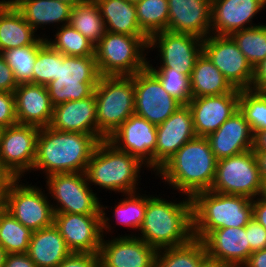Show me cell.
Here are the masks:
<instances>
[{"label":"cell","instance_id":"obj_1","mask_svg":"<svg viewBox=\"0 0 266 267\" xmlns=\"http://www.w3.org/2000/svg\"><path fill=\"white\" fill-rule=\"evenodd\" d=\"M100 141L98 135L63 132L50 126L40 128L32 171L41 170L45 177L56 173L85 172Z\"/></svg>","mask_w":266,"mask_h":267},{"label":"cell","instance_id":"obj_2","mask_svg":"<svg viewBox=\"0 0 266 267\" xmlns=\"http://www.w3.org/2000/svg\"><path fill=\"white\" fill-rule=\"evenodd\" d=\"M160 194L148 197L144 221L137 236L157 251L186 244L194 238L193 205L190 197L186 196L178 203L167 200Z\"/></svg>","mask_w":266,"mask_h":267},{"label":"cell","instance_id":"obj_3","mask_svg":"<svg viewBox=\"0 0 266 267\" xmlns=\"http://www.w3.org/2000/svg\"><path fill=\"white\" fill-rule=\"evenodd\" d=\"M217 159L206 137L186 142L155 173L170 188L192 198L196 193L209 191L216 175Z\"/></svg>","mask_w":266,"mask_h":267},{"label":"cell","instance_id":"obj_4","mask_svg":"<svg viewBox=\"0 0 266 267\" xmlns=\"http://www.w3.org/2000/svg\"><path fill=\"white\" fill-rule=\"evenodd\" d=\"M144 167L147 169L138 158L118 150L108 140H102L95 148L85 174L90 186H99L111 193H134L138 189L141 191L138 183L141 184L140 170Z\"/></svg>","mask_w":266,"mask_h":267},{"label":"cell","instance_id":"obj_5","mask_svg":"<svg viewBox=\"0 0 266 267\" xmlns=\"http://www.w3.org/2000/svg\"><path fill=\"white\" fill-rule=\"evenodd\" d=\"M194 238L204 240L213 230L245 227L253 218L252 199L242 195L202 191L192 198Z\"/></svg>","mask_w":266,"mask_h":267},{"label":"cell","instance_id":"obj_6","mask_svg":"<svg viewBox=\"0 0 266 267\" xmlns=\"http://www.w3.org/2000/svg\"><path fill=\"white\" fill-rule=\"evenodd\" d=\"M97 135L107 140L134 114L135 86L131 76H100L94 89Z\"/></svg>","mask_w":266,"mask_h":267},{"label":"cell","instance_id":"obj_7","mask_svg":"<svg viewBox=\"0 0 266 267\" xmlns=\"http://www.w3.org/2000/svg\"><path fill=\"white\" fill-rule=\"evenodd\" d=\"M148 43V36H129L107 31L95 46L100 76H132L144 70L148 62Z\"/></svg>","mask_w":266,"mask_h":267},{"label":"cell","instance_id":"obj_8","mask_svg":"<svg viewBox=\"0 0 266 267\" xmlns=\"http://www.w3.org/2000/svg\"><path fill=\"white\" fill-rule=\"evenodd\" d=\"M99 78L95 56L63 54L57 79L46 86L53 106L91 96Z\"/></svg>","mask_w":266,"mask_h":267},{"label":"cell","instance_id":"obj_9","mask_svg":"<svg viewBox=\"0 0 266 267\" xmlns=\"http://www.w3.org/2000/svg\"><path fill=\"white\" fill-rule=\"evenodd\" d=\"M28 183H22L21 178H15L0 205L34 232L54 224V210L48 193L42 187Z\"/></svg>","mask_w":266,"mask_h":267},{"label":"cell","instance_id":"obj_10","mask_svg":"<svg viewBox=\"0 0 266 267\" xmlns=\"http://www.w3.org/2000/svg\"><path fill=\"white\" fill-rule=\"evenodd\" d=\"M45 179L54 213L102 214V198L93 192L85 172L56 173Z\"/></svg>","mask_w":266,"mask_h":267},{"label":"cell","instance_id":"obj_11","mask_svg":"<svg viewBox=\"0 0 266 267\" xmlns=\"http://www.w3.org/2000/svg\"><path fill=\"white\" fill-rule=\"evenodd\" d=\"M106 209L108 206L101 205L102 214L54 213V225L71 252L99 254L103 237L115 228Z\"/></svg>","mask_w":266,"mask_h":267},{"label":"cell","instance_id":"obj_12","mask_svg":"<svg viewBox=\"0 0 266 267\" xmlns=\"http://www.w3.org/2000/svg\"><path fill=\"white\" fill-rule=\"evenodd\" d=\"M262 179L253 149L217 160L210 191L255 199L262 192Z\"/></svg>","mask_w":266,"mask_h":267},{"label":"cell","instance_id":"obj_13","mask_svg":"<svg viewBox=\"0 0 266 267\" xmlns=\"http://www.w3.org/2000/svg\"><path fill=\"white\" fill-rule=\"evenodd\" d=\"M203 53L236 89H251L254 68L231 36L210 34L203 39Z\"/></svg>","mask_w":266,"mask_h":267},{"label":"cell","instance_id":"obj_14","mask_svg":"<svg viewBox=\"0 0 266 267\" xmlns=\"http://www.w3.org/2000/svg\"><path fill=\"white\" fill-rule=\"evenodd\" d=\"M154 48H158L160 60V66L156 65V68L175 69L176 72L190 77L196 59L203 52V39L166 30L149 38L148 51H153Z\"/></svg>","mask_w":266,"mask_h":267},{"label":"cell","instance_id":"obj_15","mask_svg":"<svg viewBox=\"0 0 266 267\" xmlns=\"http://www.w3.org/2000/svg\"><path fill=\"white\" fill-rule=\"evenodd\" d=\"M39 130L38 127L18 123L3 129L0 162L15 178H22L33 169Z\"/></svg>","mask_w":266,"mask_h":267},{"label":"cell","instance_id":"obj_16","mask_svg":"<svg viewBox=\"0 0 266 267\" xmlns=\"http://www.w3.org/2000/svg\"><path fill=\"white\" fill-rule=\"evenodd\" d=\"M131 77L135 86L134 114L157 126L182 106L164 90L160 80L147 67Z\"/></svg>","mask_w":266,"mask_h":267},{"label":"cell","instance_id":"obj_17","mask_svg":"<svg viewBox=\"0 0 266 267\" xmlns=\"http://www.w3.org/2000/svg\"><path fill=\"white\" fill-rule=\"evenodd\" d=\"M107 140L118 150L138 158L147 170L155 173L156 125L133 114Z\"/></svg>","mask_w":266,"mask_h":267},{"label":"cell","instance_id":"obj_18","mask_svg":"<svg viewBox=\"0 0 266 267\" xmlns=\"http://www.w3.org/2000/svg\"><path fill=\"white\" fill-rule=\"evenodd\" d=\"M156 255L157 250L137 236L103 237L100 267H156Z\"/></svg>","mask_w":266,"mask_h":267},{"label":"cell","instance_id":"obj_19","mask_svg":"<svg viewBox=\"0 0 266 267\" xmlns=\"http://www.w3.org/2000/svg\"><path fill=\"white\" fill-rule=\"evenodd\" d=\"M240 90L218 96L192 98L187 104L197 137H207L239 110Z\"/></svg>","mask_w":266,"mask_h":267},{"label":"cell","instance_id":"obj_20","mask_svg":"<svg viewBox=\"0 0 266 267\" xmlns=\"http://www.w3.org/2000/svg\"><path fill=\"white\" fill-rule=\"evenodd\" d=\"M266 8V0H212L211 34L231 36L257 26L255 16Z\"/></svg>","mask_w":266,"mask_h":267},{"label":"cell","instance_id":"obj_21","mask_svg":"<svg viewBox=\"0 0 266 267\" xmlns=\"http://www.w3.org/2000/svg\"><path fill=\"white\" fill-rule=\"evenodd\" d=\"M155 173L183 146L197 137L188 105L180 106L162 124L156 126Z\"/></svg>","mask_w":266,"mask_h":267},{"label":"cell","instance_id":"obj_22","mask_svg":"<svg viewBox=\"0 0 266 267\" xmlns=\"http://www.w3.org/2000/svg\"><path fill=\"white\" fill-rule=\"evenodd\" d=\"M167 31L205 39L211 34L212 0H168Z\"/></svg>","mask_w":266,"mask_h":267},{"label":"cell","instance_id":"obj_23","mask_svg":"<svg viewBox=\"0 0 266 267\" xmlns=\"http://www.w3.org/2000/svg\"><path fill=\"white\" fill-rule=\"evenodd\" d=\"M203 243L209 257L231 267H242L252 253L246 226L213 230Z\"/></svg>","mask_w":266,"mask_h":267},{"label":"cell","instance_id":"obj_24","mask_svg":"<svg viewBox=\"0 0 266 267\" xmlns=\"http://www.w3.org/2000/svg\"><path fill=\"white\" fill-rule=\"evenodd\" d=\"M18 124L38 128L50 126L54 106L47 87L33 83H20L14 91Z\"/></svg>","mask_w":266,"mask_h":267},{"label":"cell","instance_id":"obj_25","mask_svg":"<svg viewBox=\"0 0 266 267\" xmlns=\"http://www.w3.org/2000/svg\"><path fill=\"white\" fill-rule=\"evenodd\" d=\"M217 160L253 149L254 133L240 110L206 137Z\"/></svg>","mask_w":266,"mask_h":267},{"label":"cell","instance_id":"obj_26","mask_svg":"<svg viewBox=\"0 0 266 267\" xmlns=\"http://www.w3.org/2000/svg\"><path fill=\"white\" fill-rule=\"evenodd\" d=\"M50 127L63 132L97 135L94 93L82 100L67 101L54 106Z\"/></svg>","mask_w":266,"mask_h":267},{"label":"cell","instance_id":"obj_27","mask_svg":"<svg viewBox=\"0 0 266 267\" xmlns=\"http://www.w3.org/2000/svg\"><path fill=\"white\" fill-rule=\"evenodd\" d=\"M10 0H0V53L33 45L40 37ZM45 36V37H44Z\"/></svg>","mask_w":266,"mask_h":267},{"label":"cell","instance_id":"obj_28","mask_svg":"<svg viewBox=\"0 0 266 267\" xmlns=\"http://www.w3.org/2000/svg\"><path fill=\"white\" fill-rule=\"evenodd\" d=\"M35 32L52 24L62 27L70 22L72 6L59 0H10ZM61 23V24H60ZM60 25V26H59Z\"/></svg>","mask_w":266,"mask_h":267},{"label":"cell","instance_id":"obj_29","mask_svg":"<svg viewBox=\"0 0 266 267\" xmlns=\"http://www.w3.org/2000/svg\"><path fill=\"white\" fill-rule=\"evenodd\" d=\"M70 253L54 224L32 233L27 252L36 267H57Z\"/></svg>","mask_w":266,"mask_h":267},{"label":"cell","instance_id":"obj_30","mask_svg":"<svg viewBox=\"0 0 266 267\" xmlns=\"http://www.w3.org/2000/svg\"><path fill=\"white\" fill-rule=\"evenodd\" d=\"M110 33L147 36L139 27L136 6L127 0H95Z\"/></svg>","mask_w":266,"mask_h":267},{"label":"cell","instance_id":"obj_31","mask_svg":"<svg viewBox=\"0 0 266 267\" xmlns=\"http://www.w3.org/2000/svg\"><path fill=\"white\" fill-rule=\"evenodd\" d=\"M190 87L192 98L218 96L235 89L203 52L196 59L190 76Z\"/></svg>","mask_w":266,"mask_h":267},{"label":"cell","instance_id":"obj_32","mask_svg":"<svg viewBox=\"0 0 266 267\" xmlns=\"http://www.w3.org/2000/svg\"><path fill=\"white\" fill-rule=\"evenodd\" d=\"M69 24L95 46L107 32L95 0H85L76 4L72 8Z\"/></svg>","mask_w":266,"mask_h":267},{"label":"cell","instance_id":"obj_33","mask_svg":"<svg viewBox=\"0 0 266 267\" xmlns=\"http://www.w3.org/2000/svg\"><path fill=\"white\" fill-rule=\"evenodd\" d=\"M206 255L203 241L193 238L186 244L158 250L156 267H199Z\"/></svg>","mask_w":266,"mask_h":267},{"label":"cell","instance_id":"obj_34","mask_svg":"<svg viewBox=\"0 0 266 267\" xmlns=\"http://www.w3.org/2000/svg\"><path fill=\"white\" fill-rule=\"evenodd\" d=\"M32 233L0 205V245L7 254L27 253Z\"/></svg>","mask_w":266,"mask_h":267},{"label":"cell","instance_id":"obj_35","mask_svg":"<svg viewBox=\"0 0 266 267\" xmlns=\"http://www.w3.org/2000/svg\"><path fill=\"white\" fill-rule=\"evenodd\" d=\"M135 6L139 27L149 38L155 33L167 30L168 0H141Z\"/></svg>","mask_w":266,"mask_h":267},{"label":"cell","instance_id":"obj_36","mask_svg":"<svg viewBox=\"0 0 266 267\" xmlns=\"http://www.w3.org/2000/svg\"><path fill=\"white\" fill-rule=\"evenodd\" d=\"M125 198H122L115 204L113 216L117 224H121L128 229L136 230L139 233V230L144 221L145 211L148 202V195L140 194L139 190L134 193H125L122 194Z\"/></svg>","mask_w":266,"mask_h":267},{"label":"cell","instance_id":"obj_37","mask_svg":"<svg viewBox=\"0 0 266 267\" xmlns=\"http://www.w3.org/2000/svg\"><path fill=\"white\" fill-rule=\"evenodd\" d=\"M56 30L54 39L45 38L53 49L66 56H95V45L70 24Z\"/></svg>","mask_w":266,"mask_h":267},{"label":"cell","instance_id":"obj_38","mask_svg":"<svg viewBox=\"0 0 266 267\" xmlns=\"http://www.w3.org/2000/svg\"><path fill=\"white\" fill-rule=\"evenodd\" d=\"M45 42V38L40 37L31 46L12 48L1 53L12 69L18 84L33 83V67L37 52Z\"/></svg>","mask_w":266,"mask_h":267},{"label":"cell","instance_id":"obj_39","mask_svg":"<svg viewBox=\"0 0 266 267\" xmlns=\"http://www.w3.org/2000/svg\"><path fill=\"white\" fill-rule=\"evenodd\" d=\"M231 37L250 65L255 68L266 58V24L234 32Z\"/></svg>","mask_w":266,"mask_h":267},{"label":"cell","instance_id":"obj_40","mask_svg":"<svg viewBox=\"0 0 266 267\" xmlns=\"http://www.w3.org/2000/svg\"><path fill=\"white\" fill-rule=\"evenodd\" d=\"M239 110L254 132L266 129V93L240 90Z\"/></svg>","mask_w":266,"mask_h":267},{"label":"cell","instance_id":"obj_41","mask_svg":"<svg viewBox=\"0 0 266 267\" xmlns=\"http://www.w3.org/2000/svg\"><path fill=\"white\" fill-rule=\"evenodd\" d=\"M147 68L160 80L164 90L178 100L182 105H187L192 99L190 77L176 72L175 69L155 68L150 60Z\"/></svg>","mask_w":266,"mask_h":267},{"label":"cell","instance_id":"obj_42","mask_svg":"<svg viewBox=\"0 0 266 267\" xmlns=\"http://www.w3.org/2000/svg\"><path fill=\"white\" fill-rule=\"evenodd\" d=\"M62 62L63 54L45 42L37 52L33 67V84L47 86L51 81L56 80L59 64Z\"/></svg>","mask_w":266,"mask_h":267},{"label":"cell","instance_id":"obj_43","mask_svg":"<svg viewBox=\"0 0 266 267\" xmlns=\"http://www.w3.org/2000/svg\"><path fill=\"white\" fill-rule=\"evenodd\" d=\"M15 94L11 92H0V125L3 128L16 125Z\"/></svg>","mask_w":266,"mask_h":267},{"label":"cell","instance_id":"obj_44","mask_svg":"<svg viewBox=\"0 0 266 267\" xmlns=\"http://www.w3.org/2000/svg\"><path fill=\"white\" fill-rule=\"evenodd\" d=\"M57 267H100L99 254L71 252Z\"/></svg>","mask_w":266,"mask_h":267},{"label":"cell","instance_id":"obj_45","mask_svg":"<svg viewBox=\"0 0 266 267\" xmlns=\"http://www.w3.org/2000/svg\"><path fill=\"white\" fill-rule=\"evenodd\" d=\"M248 242L252 252L266 249V229L254 218L246 225Z\"/></svg>","mask_w":266,"mask_h":267},{"label":"cell","instance_id":"obj_46","mask_svg":"<svg viewBox=\"0 0 266 267\" xmlns=\"http://www.w3.org/2000/svg\"><path fill=\"white\" fill-rule=\"evenodd\" d=\"M18 83L14 73L0 53V92L14 93Z\"/></svg>","mask_w":266,"mask_h":267},{"label":"cell","instance_id":"obj_47","mask_svg":"<svg viewBox=\"0 0 266 267\" xmlns=\"http://www.w3.org/2000/svg\"><path fill=\"white\" fill-rule=\"evenodd\" d=\"M252 90L266 93V58L254 68Z\"/></svg>","mask_w":266,"mask_h":267},{"label":"cell","instance_id":"obj_48","mask_svg":"<svg viewBox=\"0 0 266 267\" xmlns=\"http://www.w3.org/2000/svg\"><path fill=\"white\" fill-rule=\"evenodd\" d=\"M3 267H36L27 253L7 254Z\"/></svg>","mask_w":266,"mask_h":267},{"label":"cell","instance_id":"obj_49","mask_svg":"<svg viewBox=\"0 0 266 267\" xmlns=\"http://www.w3.org/2000/svg\"><path fill=\"white\" fill-rule=\"evenodd\" d=\"M253 218L266 229V199L260 195L252 199Z\"/></svg>","mask_w":266,"mask_h":267},{"label":"cell","instance_id":"obj_50","mask_svg":"<svg viewBox=\"0 0 266 267\" xmlns=\"http://www.w3.org/2000/svg\"><path fill=\"white\" fill-rule=\"evenodd\" d=\"M15 177L0 162V203Z\"/></svg>","mask_w":266,"mask_h":267},{"label":"cell","instance_id":"obj_51","mask_svg":"<svg viewBox=\"0 0 266 267\" xmlns=\"http://www.w3.org/2000/svg\"><path fill=\"white\" fill-rule=\"evenodd\" d=\"M242 267H266V249L252 252Z\"/></svg>","mask_w":266,"mask_h":267},{"label":"cell","instance_id":"obj_52","mask_svg":"<svg viewBox=\"0 0 266 267\" xmlns=\"http://www.w3.org/2000/svg\"><path fill=\"white\" fill-rule=\"evenodd\" d=\"M253 151H266V129L254 132Z\"/></svg>","mask_w":266,"mask_h":267},{"label":"cell","instance_id":"obj_53","mask_svg":"<svg viewBox=\"0 0 266 267\" xmlns=\"http://www.w3.org/2000/svg\"><path fill=\"white\" fill-rule=\"evenodd\" d=\"M262 181L266 179V151H254Z\"/></svg>","mask_w":266,"mask_h":267},{"label":"cell","instance_id":"obj_54","mask_svg":"<svg viewBox=\"0 0 266 267\" xmlns=\"http://www.w3.org/2000/svg\"><path fill=\"white\" fill-rule=\"evenodd\" d=\"M199 267H231L228 264L223 263L217 259H213L206 255L200 262Z\"/></svg>","mask_w":266,"mask_h":267},{"label":"cell","instance_id":"obj_55","mask_svg":"<svg viewBox=\"0 0 266 267\" xmlns=\"http://www.w3.org/2000/svg\"><path fill=\"white\" fill-rule=\"evenodd\" d=\"M6 255H7L6 251L0 245V267L4 266Z\"/></svg>","mask_w":266,"mask_h":267},{"label":"cell","instance_id":"obj_56","mask_svg":"<svg viewBox=\"0 0 266 267\" xmlns=\"http://www.w3.org/2000/svg\"><path fill=\"white\" fill-rule=\"evenodd\" d=\"M59 1L67 3V4L71 5L72 7H74L76 4L81 3L85 0H59Z\"/></svg>","mask_w":266,"mask_h":267},{"label":"cell","instance_id":"obj_57","mask_svg":"<svg viewBox=\"0 0 266 267\" xmlns=\"http://www.w3.org/2000/svg\"><path fill=\"white\" fill-rule=\"evenodd\" d=\"M260 196L262 198L266 199V179L263 180V183H262V192H261Z\"/></svg>","mask_w":266,"mask_h":267},{"label":"cell","instance_id":"obj_58","mask_svg":"<svg viewBox=\"0 0 266 267\" xmlns=\"http://www.w3.org/2000/svg\"><path fill=\"white\" fill-rule=\"evenodd\" d=\"M127 1L130 3L136 4V3L140 2L141 0H127Z\"/></svg>","mask_w":266,"mask_h":267},{"label":"cell","instance_id":"obj_59","mask_svg":"<svg viewBox=\"0 0 266 267\" xmlns=\"http://www.w3.org/2000/svg\"><path fill=\"white\" fill-rule=\"evenodd\" d=\"M3 129L4 128L0 125V139H1V136H2Z\"/></svg>","mask_w":266,"mask_h":267}]
</instances>
